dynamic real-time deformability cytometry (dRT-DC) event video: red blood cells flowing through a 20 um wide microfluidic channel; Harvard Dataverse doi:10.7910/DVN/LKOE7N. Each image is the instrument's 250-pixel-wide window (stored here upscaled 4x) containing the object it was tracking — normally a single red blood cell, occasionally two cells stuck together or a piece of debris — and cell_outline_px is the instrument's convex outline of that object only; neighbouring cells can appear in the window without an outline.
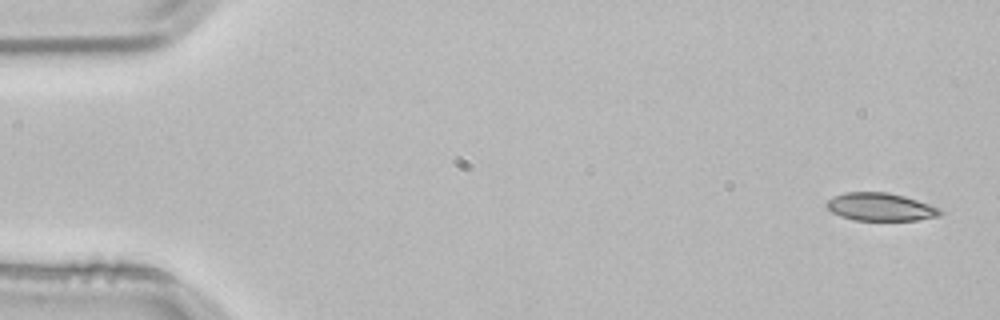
{"species": "common noctule bat (a hibernating species)", "species_latin": "Nyctalus noctula", "temperature_condition": "room temperature", "stored_images_in_passage": 4, "segment_of_instrument_passage": [2, 2], "camera_frame_rate_fps": 3000, "um_per_image_px": 0.085, "animal": {"sex": "male", "body_mass_g": 21.5, "forearm_length_mm": 52.0}, "frame": {"image": 1, "passage_image": 4, "time_ms": 1.0, "image_size_px": [1000, 320], "cell_outline_px": [[944, 212], [940, 216], [916, 220], [856, 220], [840, 216], [832, 212], [824, 204], [828, 200], [844, 192], [888, 192], [904, 196], [940, 208]], "centroid_in_image_um": [74.85, 17.59], "position_along_channel_um": 10.2, "area_um2": 18.38}}